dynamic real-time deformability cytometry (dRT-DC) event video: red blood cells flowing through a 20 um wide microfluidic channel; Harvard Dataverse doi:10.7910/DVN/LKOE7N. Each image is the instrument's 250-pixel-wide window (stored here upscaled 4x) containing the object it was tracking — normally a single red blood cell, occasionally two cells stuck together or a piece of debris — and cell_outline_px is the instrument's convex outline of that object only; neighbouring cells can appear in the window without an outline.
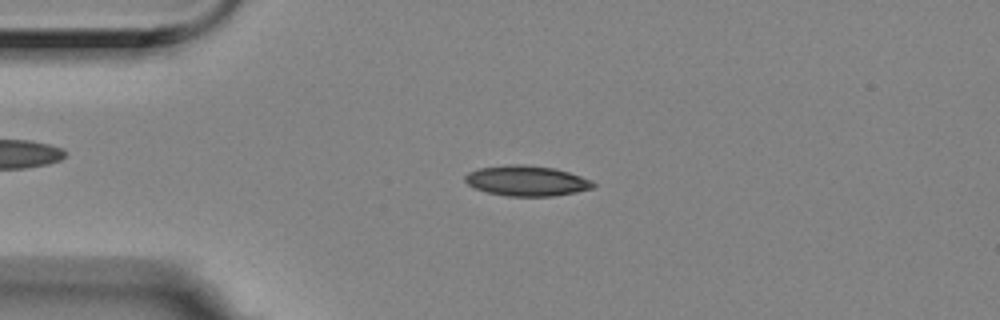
{"species": "Egyptian fruit bat (a non-hibernating species)", "species_latin": "Rousettus aegyptiacus", "temperature_condition": "room temperature", "stored_images_in_passage": 5, "camera_frame_rate_fps": 3000, "um_per_image_px": 0.085, "animal": {"sex": "female"}, "frame": {"image": 1, "passage_image": 3, "time_ms": 0.667, "image_size_px": [1000, 320], "cell_outline_px": [[596, 184], [592, 188], [576, 192], [552, 196], [508, 196], [488, 192], [476, 188], [468, 184], [464, 180], [464, 176], [468, 172], [480, 168], [512, 164], [524, 164], [556, 168], [592, 180]], "centroid_in_image_um": [44.78, 15.36], "position_along_channel_um": 40.2, "area_um2": 22.54}}
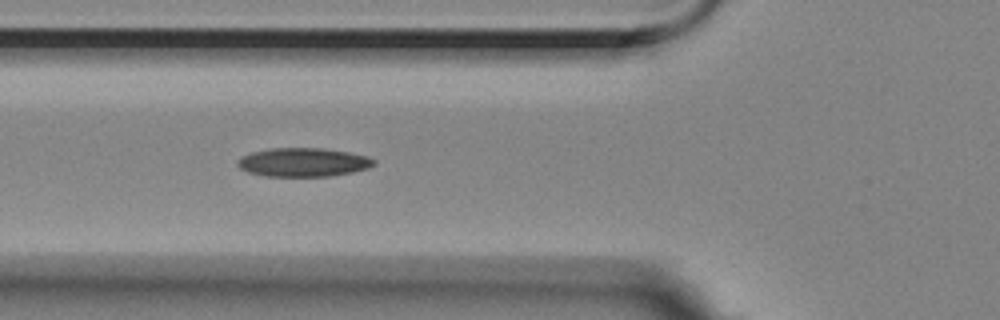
{"frame": {"image": 2, "passage_image": 5, "time_ms": 1.333, "image_size_px": [1000, 320], "cell_outline_px": [[376, 164], [368, 168], [352, 172], [332, 176], [264, 176], [248, 172], [240, 168], [236, 164], [236, 160], [240, 156], [252, 152], [268, 148], [324, 148], [348, 152], [368, 156], [376, 160]], "centroid_in_image_um": [25.76, 13.79], "position_along_channel_um": 100.0, "area_um2": 23.06}}